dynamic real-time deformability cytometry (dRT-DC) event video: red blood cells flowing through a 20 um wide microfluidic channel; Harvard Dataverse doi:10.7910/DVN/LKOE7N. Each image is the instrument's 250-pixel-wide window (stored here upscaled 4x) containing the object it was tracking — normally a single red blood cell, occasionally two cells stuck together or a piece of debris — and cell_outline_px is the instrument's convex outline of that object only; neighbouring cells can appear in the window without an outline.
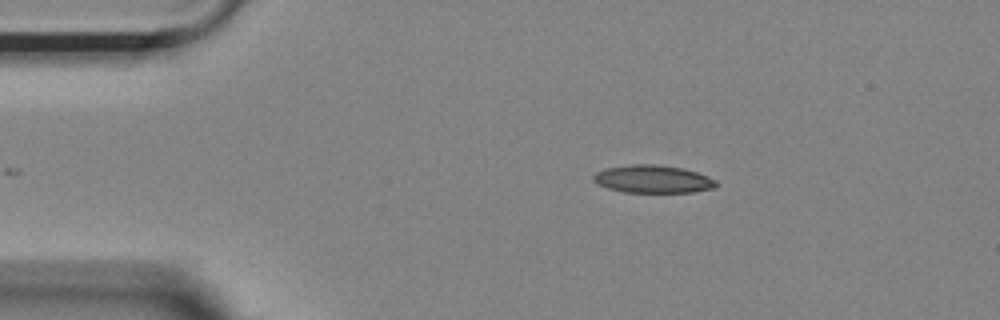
{"species": "Egyptian fruit bat (a non-hibernating species)", "species_latin": "Rousettus aegyptiacus", "temperature_condition": "room temperature", "stored_images_in_passage": 36, "camera_frame_rate_fps": 3000, "um_per_image_px": 0.085, "animal": {"sex": "female"}, "frame": {"image": 1, "passage_image": 1, "time_ms": 0.0, "image_size_px": [1000, 320], "cell_outline_px": [[716, 188], [692, 192], [624, 192], [608, 188], [592, 180], [592, 176], [596, 172], [604, 168], [632, 164], [656, 164], [684, 168], [708, 176], [716, 180]], "centroid_in_image_um": [55.5, 15.21], "position_along_channel_um": 29.5, "area_um2": 19.94}}
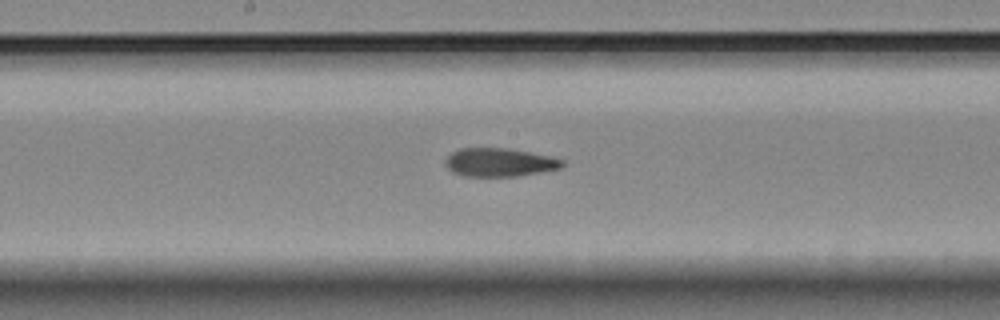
{"frame": {"image": 2, "passage_image": 19, "time_ms": 6.0, "image_size_px": [1000, 320], "cell_outline_px": [[564, 164], [560, 168], [540, 172], [516, 176], [464, 176], [452, 172], [444, 164], [444, 160], [452, 152], [460, 148], [508, 148], [552, 156], [564, 160]], "centroid_in_image_um": [42.44, 13.79], "position_along_channel_um": 205.8, "area_um2": 19.42}}
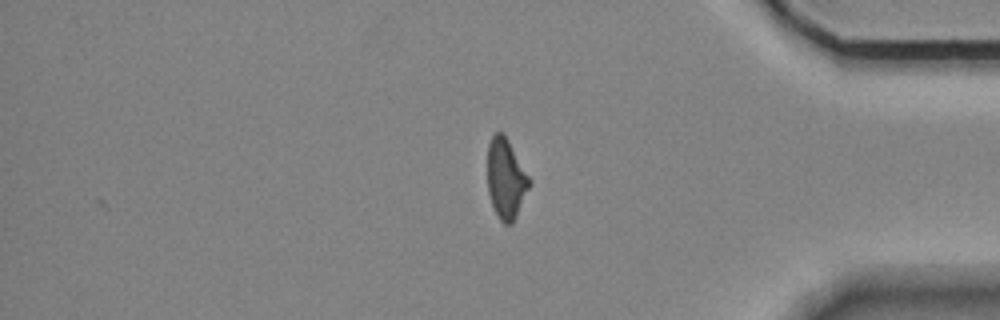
{"frame": {"image": 3, "passage_image": 36, "time_ms": 11.667, "image_size_px": [1000, 320], "cell_outline_px": [[532, 184], [512, 224], [504, 224], [500, 220], [492, 204], [488, 192], [488, 144], [492, 136], [496, 132], [504, 132], [532, 180]], "centroid_in_image_um": [43.03, 15.17], "position_along_channel_um": 392.2, "area_um2": 19.71}, "authors_computed_cell_mechanics": {"area_um2": 20.1144, "velocity_mm_per_s": 3.7228, "shape_relaxation_time_tau1_ms": null, "shape_relaxation_time_tau2_ms": 4.079, "deformation_change_tau1": null, "deformation_change_tau2": 0.1225}}